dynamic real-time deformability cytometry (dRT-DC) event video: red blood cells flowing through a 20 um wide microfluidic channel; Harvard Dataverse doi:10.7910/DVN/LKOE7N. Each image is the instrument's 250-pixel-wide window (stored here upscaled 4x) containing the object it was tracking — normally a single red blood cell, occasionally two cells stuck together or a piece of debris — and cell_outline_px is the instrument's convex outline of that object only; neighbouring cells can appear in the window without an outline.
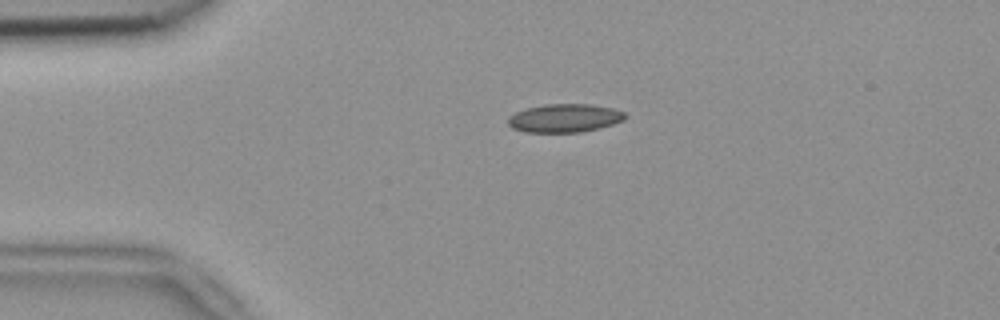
{"species": "common noctule bat (a hibernating species)", "species_latin": "Nyctalus noctula", "temperature_condition": "room temperature", "stored_images_in_passage": 42, "camera_frame_rate_fps": 3000, "um_per_image_px": 0.085, "animal": {"sex": "female", "body_mass_g": 18.4}, "frame": {"image": 1, "passage_image": 1, "time_ms": 0.0, "image_size_px": [1000, 320], "cell_outline_px": [[628, 116], [624, 120], [600, 128], [580, 132], [524, 132], [512, 128], [508, 124], [508, 116], [524, 108], [544, 104], [592, 104], [612, 108], [624, 112]], "centroid_in_image_um": [47.98, 10.03], "position_along_channel_um": 37.0, "area_um2": 19.54}}
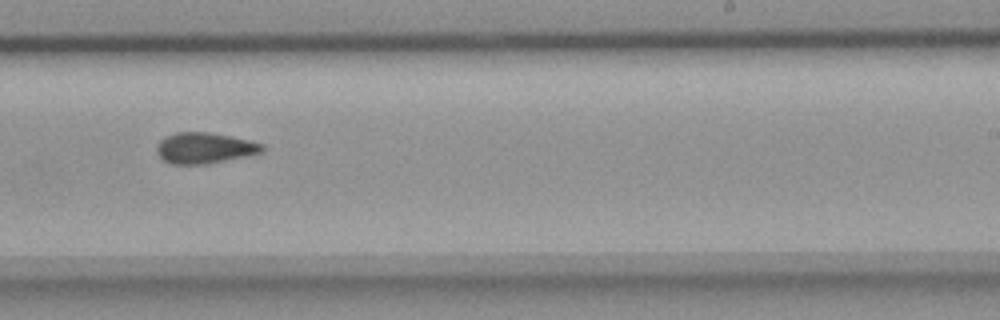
{"frame": {"image": 2, "passage_image": 22, "time_ms": 7.0, "image_size_px": [1000, 320], "cell_outline_px": [[264, 148], [260, 152], [248, 156], [208, 164], [172, 164], [164, 160], [156, 152], [156, 148], [160, 140], [164, 136], [176, 132], [208, 132], [232, 136], [252, 140], [264, 144]], "centroid_in_image_um": [17.4, 12.57], "position_along_channel_um": 271.6, "area_um2": 19.19}}
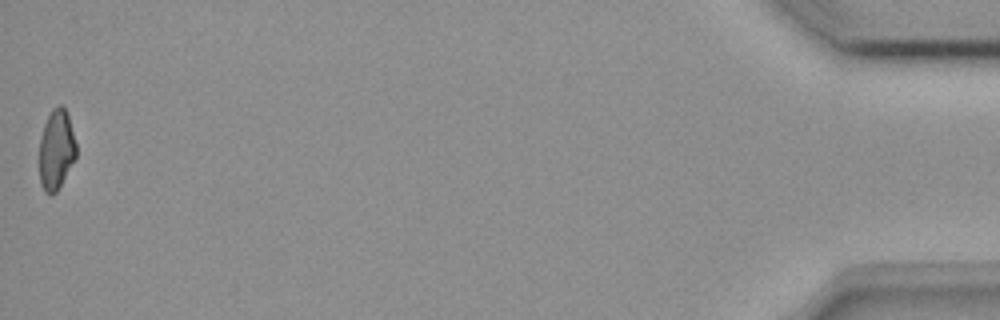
{"frame": {"image": 3, "passage_image": 42, "time_ms": 13.667, "image_size_px": [1000, 320], "cell_outline_px": [[76, 156], [56, 192], [44, 192], [40, 184], [40, 136], [44, 124], [52, 108], [60, 104], [64, 108], [68, 116], [76, 144]], "centroid_in_image_um": [4.77, 12.69], "position_along_channel_um": 430.4, "area_um2": 16.82}, "authors_computed_cell_mechanics": {"area_um2": 18.8139, "velocity_mm_per_s": 3.8321, "shape_relaxation_time_tau1_ms": null, "shape_relaxation_time_tau2_ms": 2.5597, "deformation_change_tau1": null, "deformation_change_tau2": 0.0808}}